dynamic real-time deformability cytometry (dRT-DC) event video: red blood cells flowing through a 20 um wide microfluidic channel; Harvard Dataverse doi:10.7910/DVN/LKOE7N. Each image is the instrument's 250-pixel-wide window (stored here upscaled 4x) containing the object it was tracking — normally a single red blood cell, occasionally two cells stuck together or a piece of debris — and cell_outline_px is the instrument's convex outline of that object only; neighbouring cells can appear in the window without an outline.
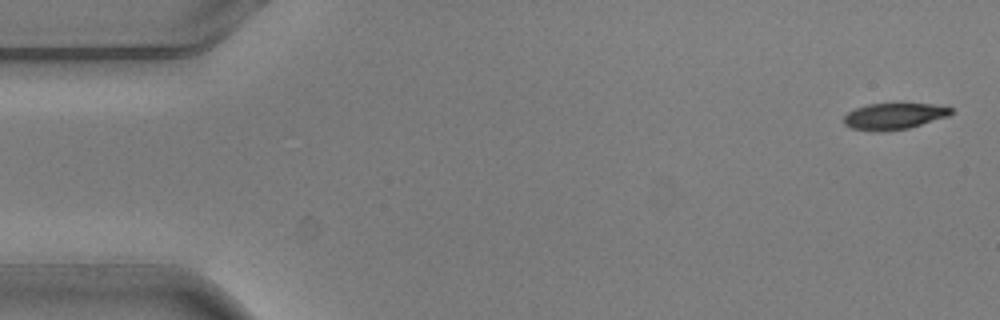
{"species": "common noctule bat (a hibernating species)", "species_latin": "Nyctalus noctula", "temperature_condition": "warm", "stored_images_in_passage": 3, "camera_frame_rate_fps": 3000, "um_per_image_px": 0.085, "animal": {"sex": "male", "body_mass_g": 20.5, "forearm_length_mm": 52.5}, "frame": {"image": 1, "passage_image": 1, "time_ms": 0.0, "image_size_px": [1000, 320], "cell_outline_px": [[952, 112], [948, 116], [908, 128], [880, 132], [876, 132], [852, 128], [844, 124], [844, 116], [848, 112], [856, 108], [868, 104], [932, 104], [952, 108]], "centroid_in_image_um": [75.96, 9.88], "position_along_channel_um": 9.0, "area_um2": 16.24}}
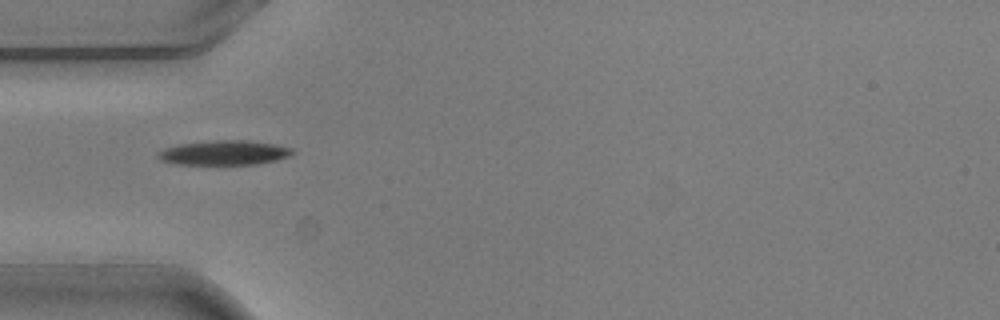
{"frame": {"image": 2, "passage_image": 3, "time_ms": 0.667, "image_size_px": [1000, 320], "cell_outline_px": [[296, 152], [288, 156], [276, 160], [256, 164], [180, 164], [160, 160], [156, 156], [156, 152], [164, 148], [180, 144], [216, 140], [244, 140], [276, 144], [292, 148]], "centroid_in_image_um": [19.05, 12.98], "position_along_channel_um": 65.9, "area_um2": 19.19}}